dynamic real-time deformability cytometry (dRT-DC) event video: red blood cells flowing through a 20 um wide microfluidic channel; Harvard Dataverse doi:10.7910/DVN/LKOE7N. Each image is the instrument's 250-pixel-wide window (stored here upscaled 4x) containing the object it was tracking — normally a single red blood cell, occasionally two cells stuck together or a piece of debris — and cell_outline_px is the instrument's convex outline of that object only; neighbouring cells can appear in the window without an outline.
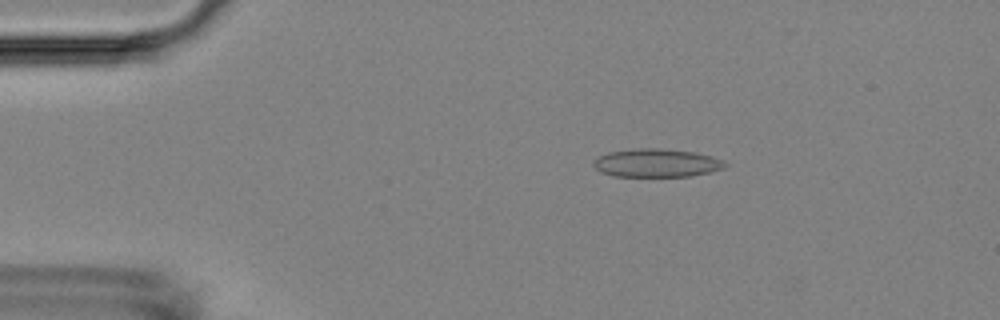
{"species": "Egyptian fruit bat (a non-hibernating species)", "species_latin": "Rousettus aegyptiacus", "temperature_condition": "room temperature", "stored_images_in_passage": 55, "camera_frame_rate_fps": 3000, "um_per_image_px": 0.085, "animal": {"sex": "female"}, "frame": {"image": 1, "passage_image": 10, "time_ms": 3.0, "image_size_px": [1000, 320], "cell_outline_px": [[728, 164], [724, 168], [692, 176], [612, 176], [600, 172], [592, 164], [592, 160], [608, 152], [636, 148], [660, 148], [696, 152], [712, 156], [724, 160]], "centroid_in_image_um": [55.8, 13.84], "position_along_channel_um": 29.2, "area_um2": 21.85}}
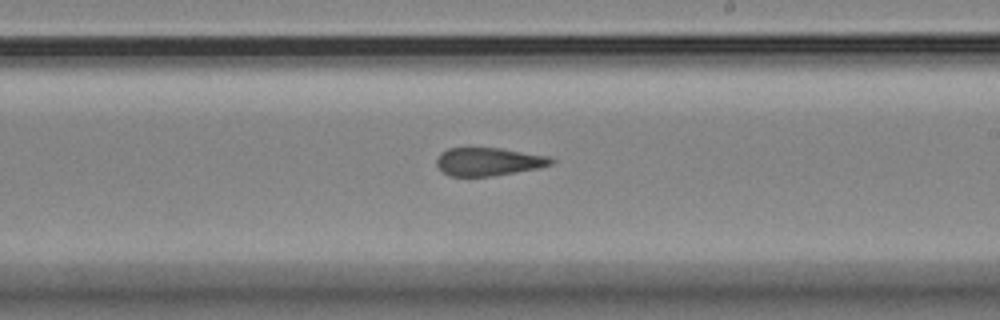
{"frame": {"image": 2, "passage_image": 32, "time_ms": 10.333, "image_size_px": [1000, 320], "cell_outline_px": [[556, 160], [552, 164], [540, 168], [492, 176], [452, 176], [444, 172], [436, 164], [436, 160], [440, 152], [448, 148], [500, 148], [552, 156]], "centroid_in_image_um": [41.58, 13.73], "position_along_channel_um": 247.4, "area_um2": 18.9}}
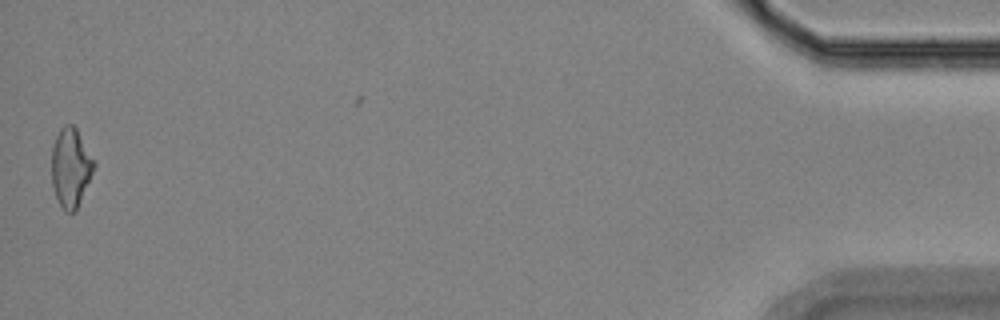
{"frame": {"image": 3, "passage_image": 54, "time_ms": 17.667, "image_size_px": [1000, 320], "cell_outline_px": [[96, 164], [76, 212], [64, 212], [56, 196], [52, 184], [52, 144], [60, 128], [64, 124], [72, 124], [76, 128]], "centroid_in_image_um": [6.0, 14.24], "position_along_channel_um": 429.2, "area_um2": 19.42}, "authors_computed_cell_mechanics": {"area_um2": 19.941, "velocity_mm_per_s": 3.6969, "shape_relaxation_time_tau1_ms": null, "shape_relaxation_time_tau2_ms": 2.5042, "deformation_change_tau1": null, "deformation_change_tau2": 0.1047}}